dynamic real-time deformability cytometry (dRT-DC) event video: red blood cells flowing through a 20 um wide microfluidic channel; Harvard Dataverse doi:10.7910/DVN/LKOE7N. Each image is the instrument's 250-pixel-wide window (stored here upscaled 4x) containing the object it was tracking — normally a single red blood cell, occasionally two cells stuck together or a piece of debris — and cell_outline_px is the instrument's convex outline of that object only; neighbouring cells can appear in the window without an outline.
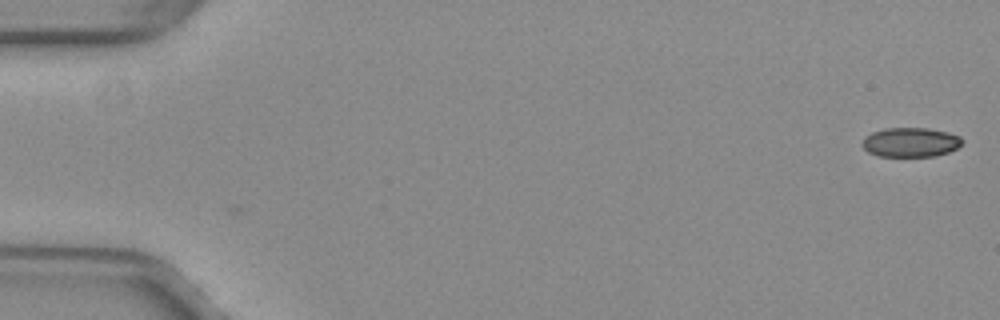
{"species": "common noctule bat (a hibernating species)", "species_latin": "Nyctalus noctula", "temperature_condition": "warm", "stored_images_in_passage": 2, "camera_frame_rate_fps": 3000, "um_per_image_px": 0.085, "animal": {"sex": "female", "body_mass_g": 29.2, "forearm_length_mm": 56.3}, "frame": {"image": 1, "passage_image": 1, "time_ms": 0.0, "image_size_px": [1000, 320], "cell_outline_px": [[964, 140], [956, 148], [948, 152], [936, 156], [880, 156], [868, 152], [860, 144], [864, 136], [872, 132], [884, 128], [928, 128], [948, 132], [960, 136]], "centroid_in_image_um": [77.37, 12.08], "position_along_channel_um": 7.6, "area_um2": 17.22}}